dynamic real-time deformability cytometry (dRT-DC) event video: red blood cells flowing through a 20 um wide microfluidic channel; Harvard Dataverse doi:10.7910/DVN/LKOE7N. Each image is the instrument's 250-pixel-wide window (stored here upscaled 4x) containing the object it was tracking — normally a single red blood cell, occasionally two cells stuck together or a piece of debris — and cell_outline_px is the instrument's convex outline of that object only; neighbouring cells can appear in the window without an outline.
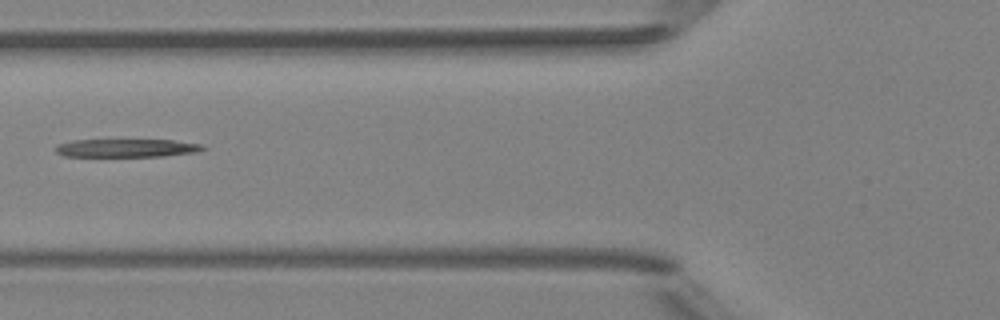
{"species": "Egyptian fruit bat (a non-hibernating species)", "species_latin": "Rousettus aegyptiacus", "temperature_condition": "room temperature", "stored_images_in_passage": 7, "camera_frame_rate_fps": 3000, "um_per_image_px": 0.085, "animal": {"sex": "female"}, "frame": {"image": 1, "passage_image": 7, "time_ms": 6.667, "image_size_px": [1000, 320], "cell_outline_px": [[208, 148], [200, 152], [160, 156], [64, 156], [56, 152], [56, 148], [60, 144], [72, 140], [172, 140], [204, 144]], "centroid_in_image_um": [10.87, 12.58], "position_along_channel_um": 114.9, "area_um2": 15.55}}